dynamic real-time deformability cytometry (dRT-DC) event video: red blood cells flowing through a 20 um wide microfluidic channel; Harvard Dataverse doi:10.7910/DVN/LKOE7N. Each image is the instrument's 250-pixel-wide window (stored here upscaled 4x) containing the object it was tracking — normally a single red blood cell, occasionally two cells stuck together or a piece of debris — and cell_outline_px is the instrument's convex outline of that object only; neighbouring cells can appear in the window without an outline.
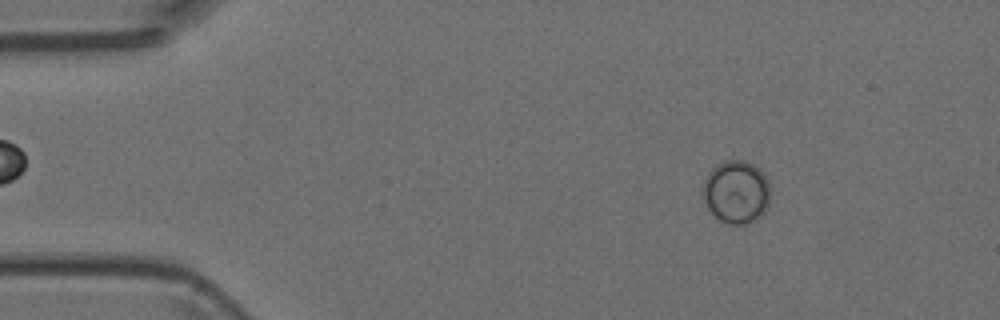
{"species": "Egyptian fruit bat (a non-hibernating species)", "species_latin": "Rousettus aegyptiacus", "temperature_condition": "room temperature", "stored_images_in_passage": 46, "camera_frame_rate_fps": 3000, "um_per_image_px": 0.085, "animal": {"sex": "female"}, "frame": {"image": 1, "passage_image": 2, "time_ms": 0.333, "image_size_px": [1000, 320], "cell_outline_px": [[768, 204], [764, 212], [760, 216], [744, 224], [732, 224], [720, 220], [708, 208], [700, 192], [704, 180], [708, 172], [712, 168], [724, 160], [744, 160], [752, 164], [768, 180]], "centroid_in_image_um": [62.53, 16.3], "position_along_channel_um": 22.5, "area_um2": 24.45}}
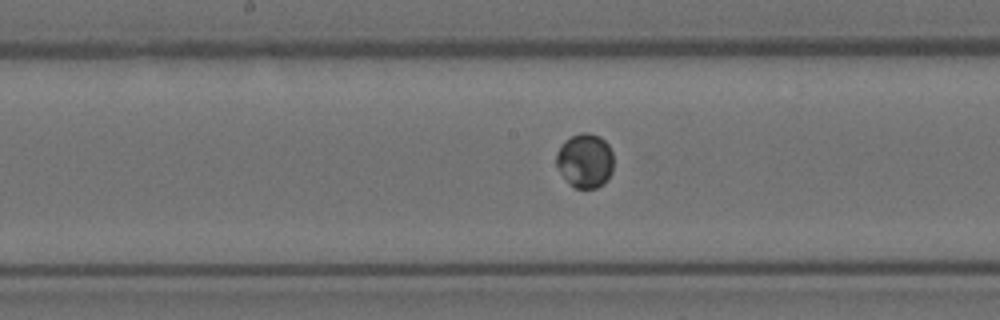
{"frame": {"image": 2, "passage_image": 21, "time_ms": 6.667, "image_size_px": [1000, 320], "cell_outline_px": [[612, 172], [608, 180], [604, 184], [596, 188], [576, 188], [560, 172], [556, 164], [556, 152], [564, 140], [580, 132], [588, 132], [600, 136], [608, 144], [612, 152]], "centroid_in_image_um": [49.74, 13.63], "position_along_channel_um": 198.5, "area_um2": 18.15}}
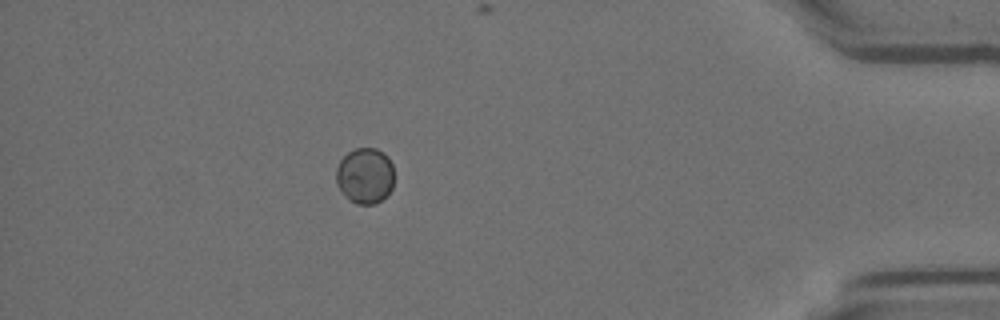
{"frame": {"image": 3, "passage_image": 40, "time_ms": 13.0, "image_size_px": [1000, 320], "cell_outline_px": [[392, 188], [380, 200], [372, 204], [356, 204], [344, 196], [340, 192], [336, 184], [336, 168], [340, 160], [348, 152], [356, 148], [376, 148], [384, 152], [388, 156], [392, 164]], "centroid_in_image_um": [30.99, 14.92], "position_along_channel_um": 404.2, "area_um2": 18.9}}